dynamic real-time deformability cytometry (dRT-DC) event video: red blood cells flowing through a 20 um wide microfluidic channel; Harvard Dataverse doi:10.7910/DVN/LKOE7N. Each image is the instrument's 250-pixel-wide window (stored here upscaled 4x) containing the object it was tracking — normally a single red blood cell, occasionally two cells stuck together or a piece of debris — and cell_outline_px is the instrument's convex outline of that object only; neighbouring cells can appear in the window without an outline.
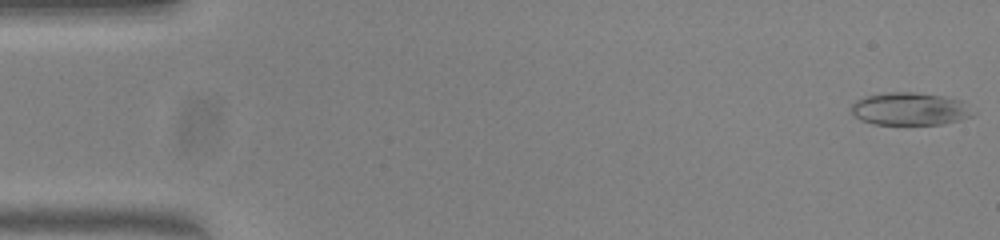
{"species": "common noctule bat (a hibernating species)", "species_latin": "Nyctalus noctula", "temperature_condition": "warm", "stored_images_in_passage": 53, "camera_frame_rate_fps": 3000, "um_per_image_px": 0.085, "animal": {"sex": "female", "body_mass_g": 23.0, "forearm_length_mm": 53.4}, "frame": {"image": 1, "passage_image": 1, "time_ms": 0.0, "image_size_px": [1000, 240], "cell_outline_px": [[976, 112], [972, 116], [960, 120], [944, 124], [872, 124], [860, 120], [852, 112], [852, 104], [856, 100], [864, 96], [884, 92], [916, 92], [944, 96], [960, 100]], "centroid_in_image_um": [77.35, 9.25], "position_along_channel_um": 7.7, "area_um2": 23.35}}
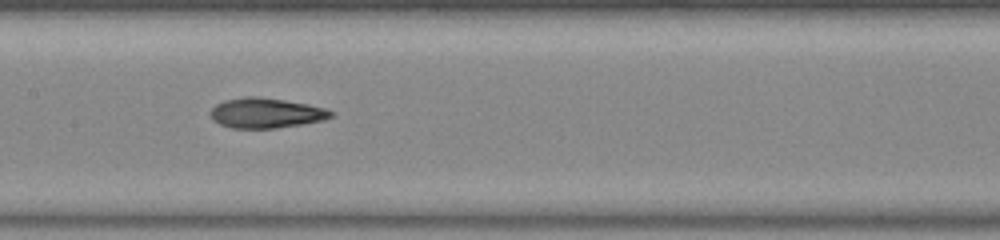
{"frame": {"image": 2, "passage_image": 26, "time_ms": 8.333, "image_size_px": [1000, 240], "cell_outline_px": [[336, 112], [332, 116], [320, 120], [300, 124], [276, 128], [232, 128], [220, 124], [212, 120], [208, 112], [216, 104], [224, 100], [244, 96], [256, 96], [284, 100], [308, 104], [324, 108]], "centroid_in_image_um": [22.55, 9.59], "position_along_channel_um": 184.8, "area_um2": 21.1}}
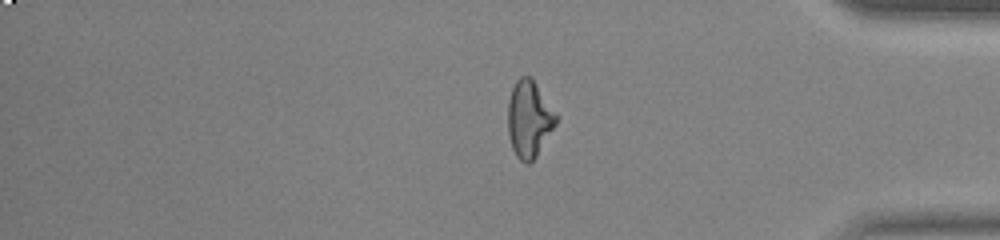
{"frame": {"image": 3, "passage_image": 44, "time_ms": 14.333, "image_size_px": [1000, 240], "cell_outline_px": [[556, 124], [536, 156], [528, 164], [520, 160], [516, 156], [512, 148], [508, 132], [508, 100], [512, 88], [516, 80], [520, 76], [532, 76], [556, 116]], "centroid_in_image_um": [44.94, 10.1], "position_along_channel_um": 390.3, "area_um2": 21.21}, "authors_computed_cell_mechanics": {"area_um2": 21.675, "velocity_mm_per_s": 3.8251, "shape_relaxation_time_tau1_ms": 7.13, "shape_relaxation_time_tau2_ms": 3.9093, "deformation_change_tau1": 0.2476, "deformation_change_tau2": 0.1275}}